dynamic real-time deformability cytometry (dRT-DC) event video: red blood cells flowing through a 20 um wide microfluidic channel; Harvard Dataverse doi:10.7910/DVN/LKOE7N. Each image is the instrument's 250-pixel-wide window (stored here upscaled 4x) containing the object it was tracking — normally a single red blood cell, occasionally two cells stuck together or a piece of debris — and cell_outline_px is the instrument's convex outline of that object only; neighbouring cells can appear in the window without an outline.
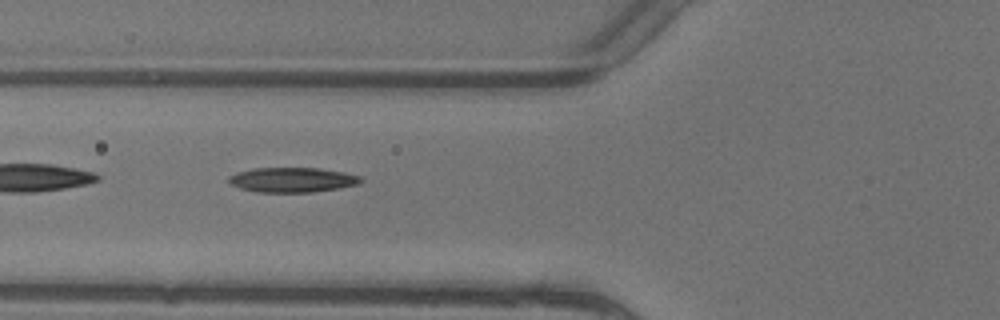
{"species": "common noctule bat (a hibernating species)", "species_latin": "Nyctalus noctula", "temperature_condition": "warm", "stored_images_in_passage": 7, "camera_frame_rate_fps": 3000, "um_per_image_px": 0.085, "animal": {"sex": "female"}, "frame": {"image": 1, "passage_image": 5, "time_ms": 1.333, "image_size_px": [1000, 320], "cell_outline_px": [[364, 180], [360, 184], [340, 188], [312, 192], [256, 192], [240, 188], [232, 184], [228, 180], [228, 176], [236, 172], [252, 168], [320, 168], [344, 172], [360, 176]], "centroid_in_image_um": [24.87, 15.28], "position_along_channel_um": 100.9, "area_um2": 19.25}}
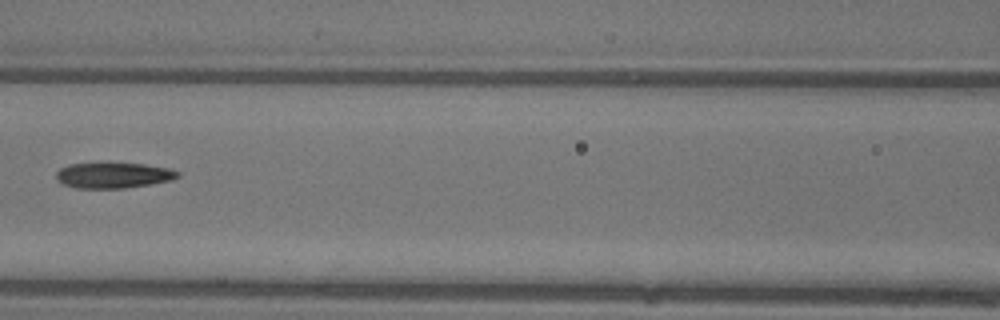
{"frame": {"image": 2, "passage_image": 6, "time_ms": 1.667, "image_size_px": [1000, 320], "cell_outline_px": [[180, 176], [172, 180], [124, 188], [76, 188], [60, 184], [56, 180], [56, 172], [60, 168], [72, 164], [144, 164], [168, 168], [180, 172]], "centroid_in_image_um": [9.61, 14.92], "position_along_channel_um": 157.0, "area_um2": 17.92}}
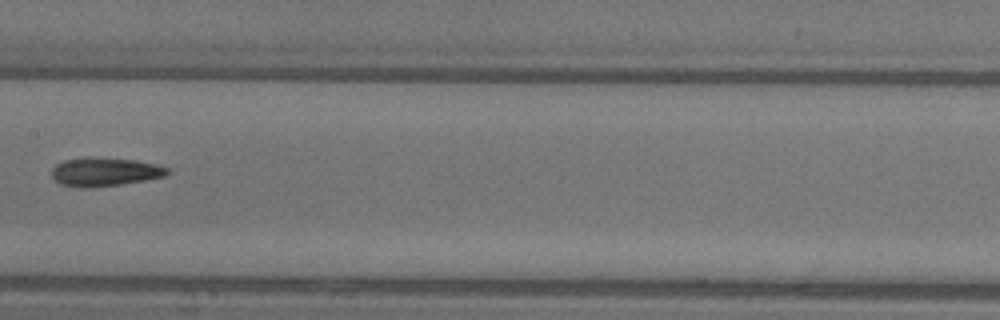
{"frame": {"image": 3, "passage_image": 7, "time_ms": 2.0, "image_size_px": [1000, 320], "cell_outline_px": [[168, 172], [164, 176], [144, 180], [120, 184], [60, 184], [52, 176], [52, 168], [56, 164], [64, 160], [88, 156], [92, 156], [136, 160], [156, 164], [168, 168]], "centroid_in_image_um": [8.94, 14.53], "position_along_channel_um": 198.5, "area_um2": 18.38}}